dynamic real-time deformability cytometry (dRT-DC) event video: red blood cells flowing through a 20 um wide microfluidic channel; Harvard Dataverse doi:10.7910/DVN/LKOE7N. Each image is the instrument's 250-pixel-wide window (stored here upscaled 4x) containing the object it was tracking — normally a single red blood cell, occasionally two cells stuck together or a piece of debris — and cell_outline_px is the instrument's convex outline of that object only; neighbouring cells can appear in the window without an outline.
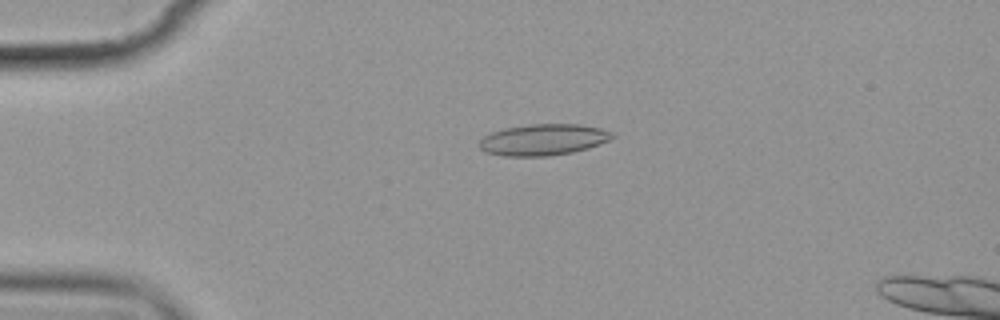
{"species": "common noctule bat (a hibernating species)", "species_latin": "Nyctalus noctula", "temperature_condition": "cold", "stored_images_in_passage": 5, "camera_frame_rate_fps": 3000, "um_per_image_px": 0.085, "animal": {"sex": "female", "body_mass_g": 19.9}, "frame": {"image": 1, "passage_image": 3, "time_ms": 2.333, "image_size_px": [1000, 320], "cell_outline_px": [[616, 136], [600, 144], [588, 148], [572, 152], [548, 156], [504, 156], [484, 152], [480, 148], [480, 140], [484, 136], [492, 132], [504, 128], [532, 124], [580, 124], [600, 128], [612, 132]], "centroid_in_image_um": [46.18, 11.87], "position_along_channel_um": 38.8, "area_um2": 24.22}}